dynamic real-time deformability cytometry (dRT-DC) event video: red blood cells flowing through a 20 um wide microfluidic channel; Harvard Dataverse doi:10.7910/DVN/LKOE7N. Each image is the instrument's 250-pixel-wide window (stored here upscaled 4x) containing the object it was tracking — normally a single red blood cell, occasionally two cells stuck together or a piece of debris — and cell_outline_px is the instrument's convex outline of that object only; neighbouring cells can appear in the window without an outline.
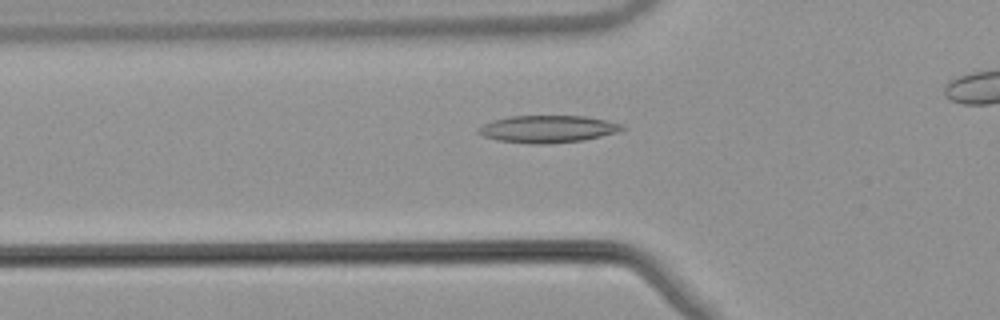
{"species": "common noctule bat (a hibernating species)", "species_latin": "Nyctalus noctula", "temperature_condition": "warm", "stored_images_in_passage": 41, "camera_frame_rate_fps": 3000, "um_per_image_px": 0.085, "animal": {"sex": "male", "body_mass_g": 21.5, "forearm_length_mm": 52.0}, "frame": {"image": 1, "passage_image": 16, "time_ms": 5.0, "image_size_px": [1000, 320], "cell_outline_px": [[628, 128], [616, 132], [584, 140], [544, 144], [528, 144], [496, 140], [484, 136], [476, 132], [476, 128], [492, 120], [508, 116], [584, 116], [608, 120], [624, 124]], "centroid_in_image_um": [46.55, 10.96], "position_along_channel_um": 79.3, "area_um2": 23.06}}
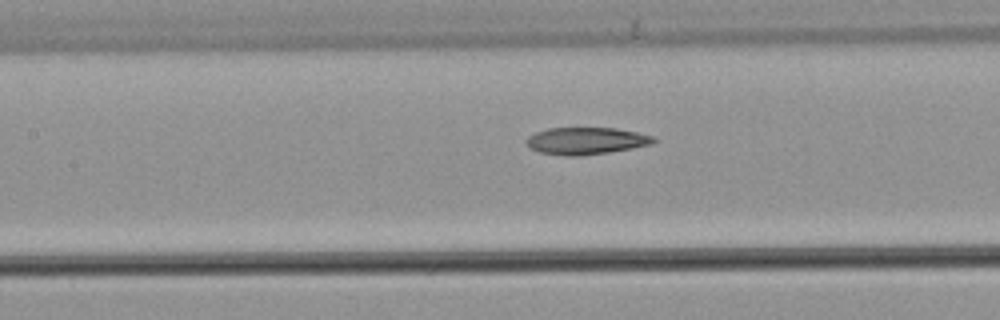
{"frame": {"image": 2, "passage_image": 22, "time_ms": 7.0, "image_size_px": [1000, 320], "cell_outline_px": [[656, 140], [652, 144], [632, 148], [608, 152], [580, 156], [564, 156], [540, 152], [528, 148], [524, 140], [528, 136], [536, 132], [548, 128], [616, 128], [636, 132], [652, 136]], "centroid_in_image_um": [49.76, 11.97], "position_along_channel_um": 157.6, "area_um2": 20.11}}
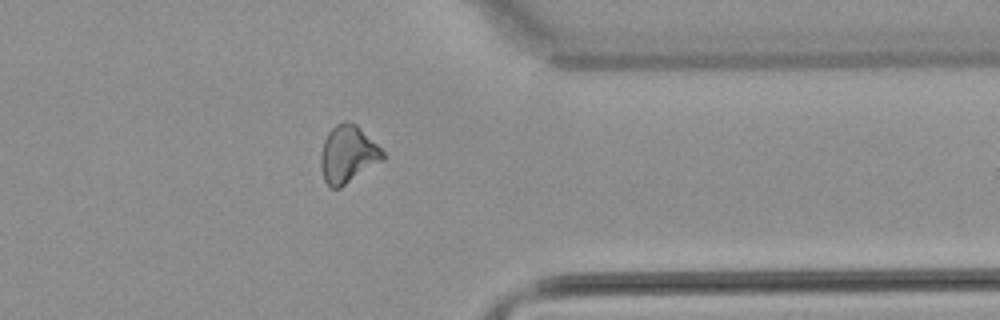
{"frame": {"image": 3, "passage_image": 40, "time_ms": 13.0, "image_size_px": [1000, 320], "cell_outline_px": [[384, 160], [340, 188], [328, 188], [324, 180], [320, 168], [320, 152], [324, 140], [328, 132], [336, 124], [344, 120], [348, 120], [356, 124], [384, 152]], "centroid_in_image_um": [29.53, 13.13], "position_along_channel_um": 381.9, "area_um2": 20.92}}